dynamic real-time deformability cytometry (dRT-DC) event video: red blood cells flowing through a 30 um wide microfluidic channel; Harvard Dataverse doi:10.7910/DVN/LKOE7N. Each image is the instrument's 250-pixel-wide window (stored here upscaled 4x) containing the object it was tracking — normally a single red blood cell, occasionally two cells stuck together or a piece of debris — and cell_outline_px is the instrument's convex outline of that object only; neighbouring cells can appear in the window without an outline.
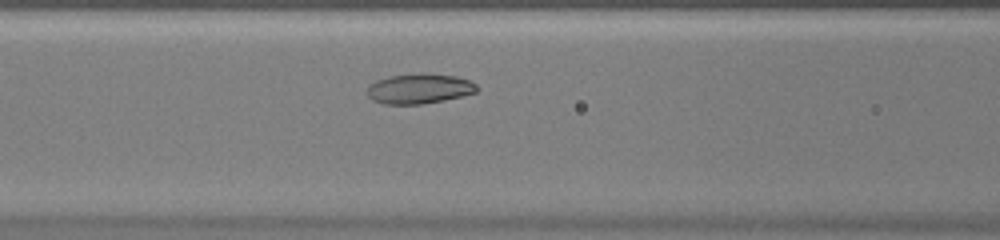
{"species": "common noctule bat (a hibernating species)", "species_latin": "Nyctalus noctula", "temperature_condition": "warm", "stored_images_in_passage": 36, "camera_frame_rate_fps": 3000, "um_per_image_px": 0.085, "animal": {"sex": "female", "body_mass_g": 20.0, "forearm_length_mm": 54.0}, "frame": {"image": 1, "passage_image": 11, "time_ms": 3.333, "image_size_px": [1000, 240], "cell_outline_px": [[480, 88], [476, 92], [444, 100], [420, 104], [384, 104], [372, 100], [368, 96], [368, 84], [376, 80], [388, 76], [424, 72], [456, 76], [468, 80], [476, 84]], "centroid_in_image_um": [35.62, 7.52], "position_along_channel_um": 131.0, "area_um2": 19.36}}
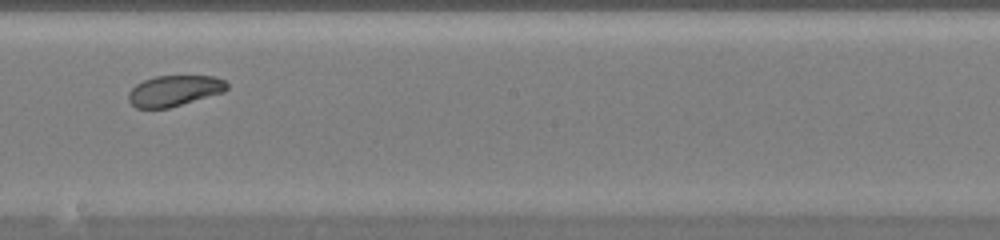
{"frame": {"image": 2, "passage_image": 19, "time_ms": 6.0, "image_size_px": [1000, 240], "cell_outline_px": [[228, 88], [224, 92], [168, 108], [136, 108], [128, 100], [128, 92], [136, 84], [144, 80], [156, 76], [216, 76], [224, 80], [228, 84]], "centroid_in_image_um": [14.82, 7.71], "position_along_channel_um": 233.4, "area_um2": 17.63}}
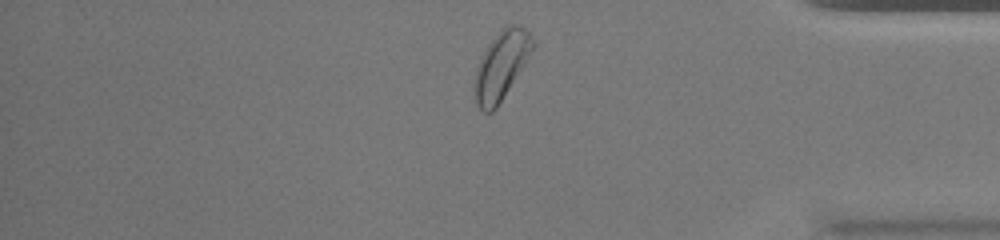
{"frame": {"image": 3, "passage_image": 33, "time_ms": 10.667, "image_size_px": [1000, 240], "cell_outline_px": [[536, 44], [524, 64], [496, 108], [492, 112], [484, 112], [476, 104], [476, 72], [480, 60], [488, 44], [500, 28], [508, 24], [516, 24], [524, 28], [528, 32]], "centroid_in_image_um": [42.63, 5.51], "position_along_channel_um": 392.6, "area_um2": 22.48}, "authors_computed_cell_mechanics": {"area_um2": 19.4208, "velocity_mm_per_s": 3.858, "shape_relaxation_time_tau1_ms": 3.3096, "shape_relaxation_time_tau2_ms": 7.0458, "deformation_change_tau1": 0.0873, "deformation_change_tau2": 0.1271}}